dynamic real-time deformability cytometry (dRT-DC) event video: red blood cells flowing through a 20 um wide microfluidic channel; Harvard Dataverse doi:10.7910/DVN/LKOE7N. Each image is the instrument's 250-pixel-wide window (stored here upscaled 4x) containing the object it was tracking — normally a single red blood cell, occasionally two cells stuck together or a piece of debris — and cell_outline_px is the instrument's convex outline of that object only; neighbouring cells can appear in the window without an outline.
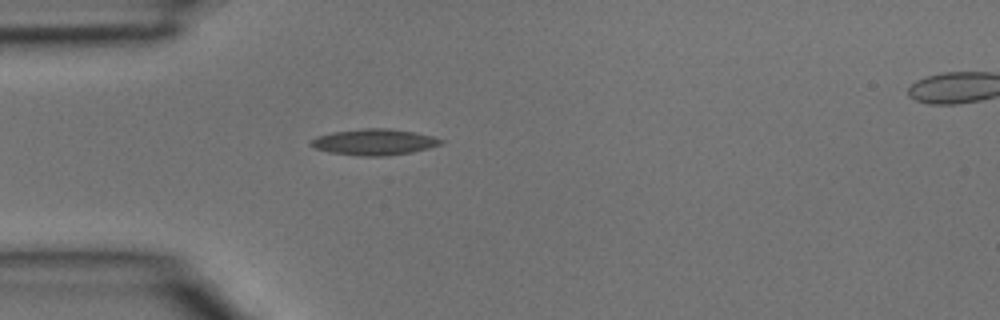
{"species": "common noctule bat (a hibernating species)", "species_latin": "Nyctalus noctula", "temperature_condition": "room temperature", "stored_images_in_passage": 2, "segment_of_instrument_passage": [1, 2], "camera_frame_rate_fps": 3000, "um_per_image_px": 0.085, "animal": {"sex": "male", "body_mass_g": 15.6}, "frame": {"image": 1, "passage_image": 1, "time_ms": 0.0, "image_size_px": [1000, 320], "cell_outline_px": [[444, 140], [440, 144], [428, 148], [412, 152], [388, 156], [360, 156], [328, 152], [316, 148], [308, 144], [316, 136], [332, 132], [364, 128], [388, 128], [412, 132], [432, 136]], "centroid_in_image_um": [31.77, 12.08], "position_along_channel_um": 53.2, "area_um2": 19.71}}